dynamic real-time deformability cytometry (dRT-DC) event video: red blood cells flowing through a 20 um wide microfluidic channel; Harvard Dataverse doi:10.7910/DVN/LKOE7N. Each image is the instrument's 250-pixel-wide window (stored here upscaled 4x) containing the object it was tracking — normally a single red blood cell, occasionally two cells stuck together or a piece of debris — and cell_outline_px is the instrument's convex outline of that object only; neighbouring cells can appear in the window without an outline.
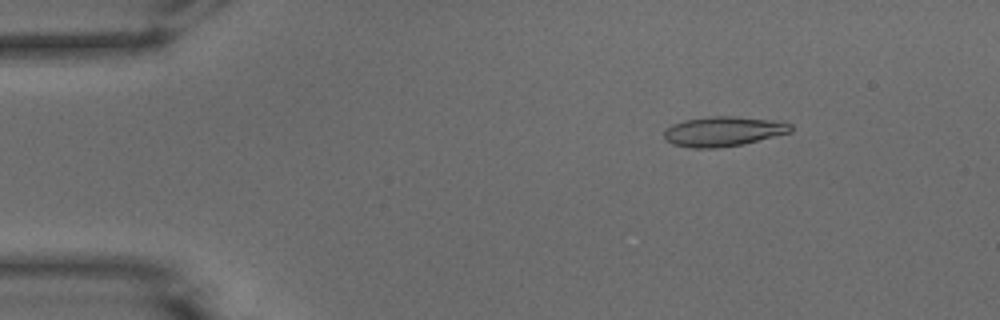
{"species": "common noctule bat (a hibernating species)", "species_latin": "Nyctalus noctula", "temperature_condition": "warm", "stored_images_in_passage": 51, "camera_frame_rate_fps": 3000, "um_per_image_px": 0.085, "animal": {"sex": "male", "body_mass_g": 15.6}, "frame": {"image": 1, "passage_image": 7, "time_ms": 2.0, "image_size_px": [1000, 320], "cell_outline_px": [[792, 132], [744, 144], [716, 148], [692, 148], [672, 144], [664, 140], [664, 132], [672, 124], [684, 120], [712, 116], [736, 116], [776, 120], [792, 124]], "centroid_in_image_um": [61.5, 11.17], "position_along_channel_um": 23.5, "area_um2": 22.2}}
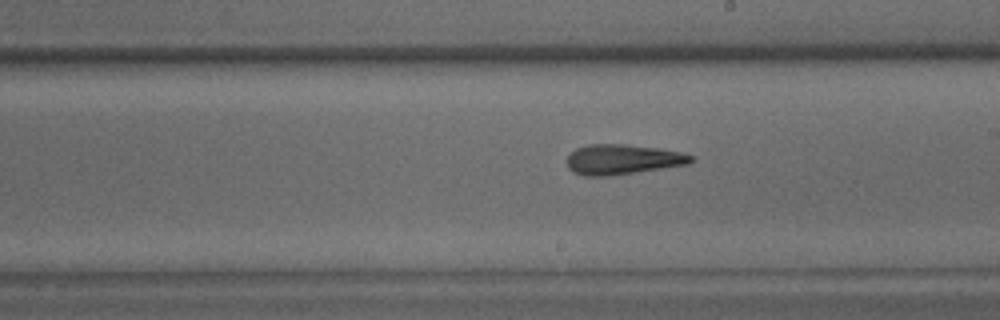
{"frame": {"image": 2, "passage_image": 29, "time_ms": 9.333, "image_size_px": [1000, 320], "cell_outline_px": [[692, 160], [688, 164], [608, 176], [584, 176], [572, 172], [568, 168], [568, 156], [576, 148], [588, 144], [624, 144], [660, 148], [680, 152], [692, 156]], "centroid_in_image_um": [52.87, 13.55], "position_along_channel_um": 236.1, "area_um2": 21.56}}
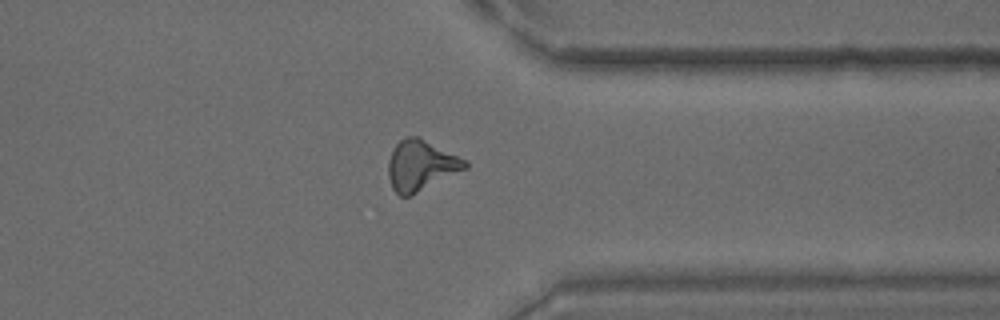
{"frame": {"image": 3, "passage_image": 40, "time_ms": 13.0, "image_size_px": [1000, 320], "cell_outline_px": [[468, 168], [412, 196], [400, 196], [392, 188], [388, 176], [388, 160], [396, 144], [400, 140], [408, 136], [416, 136], [468, 160]], "centroid_in_image_um": [35.79, 14.09], "position_along_channel_um": 375.6, "area_um2": 22.66}, "authors_computed_cell_mechanics": {"area_um2": 21.5016, "velocity_mm_per_s": 3.9153, "shape_relaxation_time_tau1_ms": null, "shape_relaxation_time_tau2_ms": 4.9599, "deformation_change_tau1": null, "deformation_change_tau2": 0.1692}}